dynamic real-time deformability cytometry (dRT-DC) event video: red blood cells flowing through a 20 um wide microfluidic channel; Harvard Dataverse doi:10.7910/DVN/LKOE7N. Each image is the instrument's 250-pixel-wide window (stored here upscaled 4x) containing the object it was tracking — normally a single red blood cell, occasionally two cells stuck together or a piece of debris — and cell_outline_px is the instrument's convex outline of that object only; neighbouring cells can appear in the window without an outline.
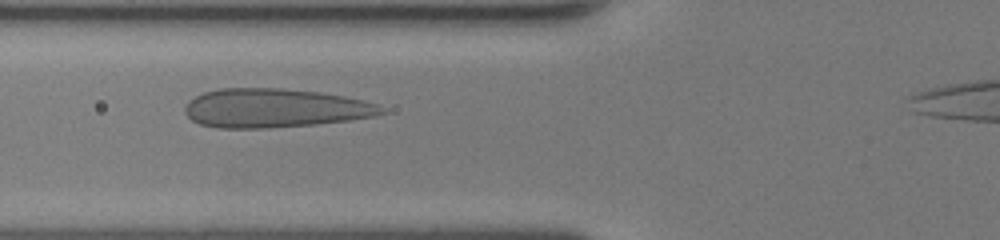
{"species": "human", "species_latin": "Homo sapiens", "temperature_condition": "room temperature", "stored_images_in_passage": 38, "camera_frame_rate_fps": 3000, "um_per_image_px": 0.085, "donor": {"sex": "female"}, "frame": {"image": 1, "passage_image": 11, "time_ms": 3.333, "image_size_px": [1000, 240], "cell_outline_px": [[388, 112], [376, 116], [348, 120], [316, 124], [268, 128], [216, 128], [200, 124], [192, 120], [184, 112], [184, 108], [188, 100], [204, 92], [220, 88], [280, 88], [320, 92], [344, 96], [376, 104], [384, 108]], "centroid_in_image_um": [23.33, 9.19], "position_along_channel_um": 102.5, "area_um2": 44.68}}
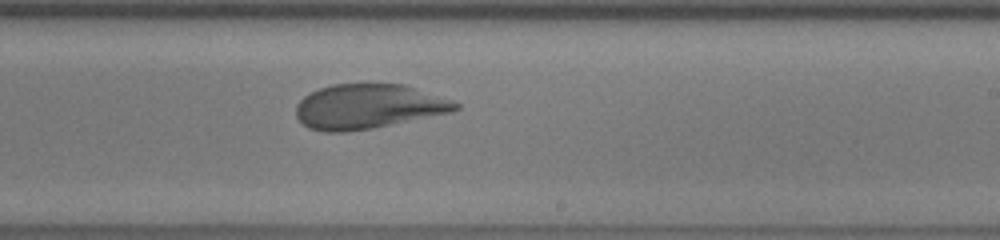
{"frame": {"image": 2, "passage_image": 22, "time_ms": 7.0, "image_size_px": [1000, 240], "cell_outline_px": [[460, 108], [452, 112], [372, 128], [348, 132], [324, 132], [308, 128], [296, 116], [296, 104], [304, 96], [320, 88], [332, 84], [404, 84], [456, 100], [460, 104]], "centroid_in_image_um": [31.33, 9.05], "position_along_channel_um": 257.7, "area_um2": 41.67}}
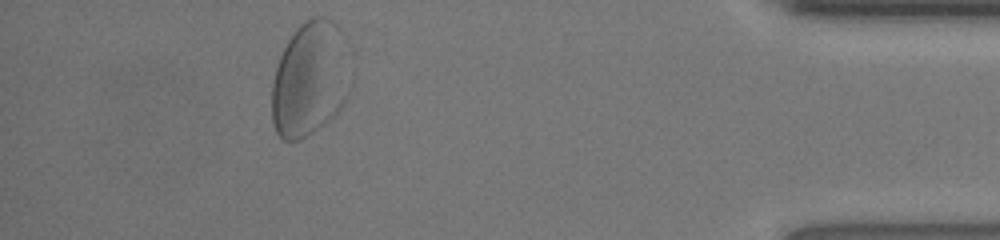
{"frame": {"image": 3, "passage_image": 36, "time_ms": 11.667, "image_size_px": [1000, 240], "cell_outline_px": [[348, 92], [340, 108], [324, 124], [300, 140], [280, 140], [272, 124], [272, 84], [276, 68], [280, 56], [288, 40], [296, 28], [304, 20], [312, 16], [328, 16], [344, 32]], "centroid_in_image_um": [26.3, 6.7], "position_along_channel_um": 408.9, "area_um2": 52.37}}